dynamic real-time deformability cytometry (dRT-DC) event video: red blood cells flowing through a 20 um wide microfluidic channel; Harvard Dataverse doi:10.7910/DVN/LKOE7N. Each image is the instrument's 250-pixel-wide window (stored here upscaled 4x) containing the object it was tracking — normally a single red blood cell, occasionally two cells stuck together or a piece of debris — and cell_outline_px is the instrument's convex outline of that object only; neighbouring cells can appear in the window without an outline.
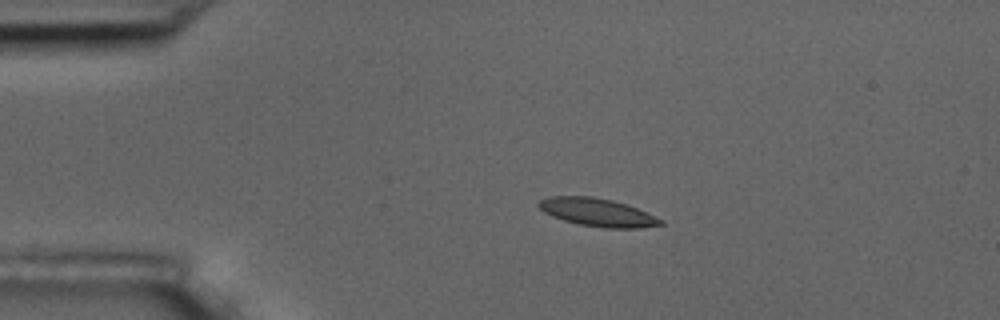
{"species": "common noctule bat (a hibernating species)", "species_latin": "Nyctalus noctula", "temperature_condition": "room temperature", "stored_images_in_passage": 10, "camera_frame_rate_fps": 3000, "um_per_image_px": 0.085, "animal": {"sex": "male", "body_mass_g": 17.5, "forearm_length_mm": 52.3}, "frame": {"image": 1, "passage_image": 4, "time_ms": 3.667, "image_size_px": [1000, 320], "cell_outline_px": [[664, 224], [640, 228], [604, 228], [580, 224], [564, 220], [552, 216], [544, 212], [536, 204], [540, 200], [548, 196], [592, 196], [612, 200], [636, 208], [664, 220]], "centroid_in_image_um": [50.77, 18.05], "position_along_channel_um": 34.2, "area_um2": 19.77}}
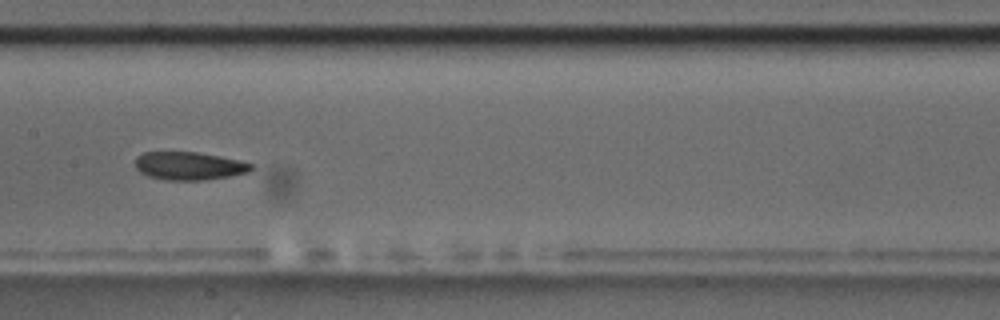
{"frame": {"image": 2, "passage_image": 9, "time_ms": 9.333, "image_size_px": [1000, 320], "cell_outline_px": [[252, 168], [248, 172], [228, 176], [204, 180], [164, 180], [148, 176], [140, 172], [136, 168], [136, 156], [144, 152], [196, 152], [220, 156], [240, 160], [252, 164]], "centroid_in_image_um": [16.05, 14.1], "position_along_channel_um": 191.4, "area_um2": 18.9}}
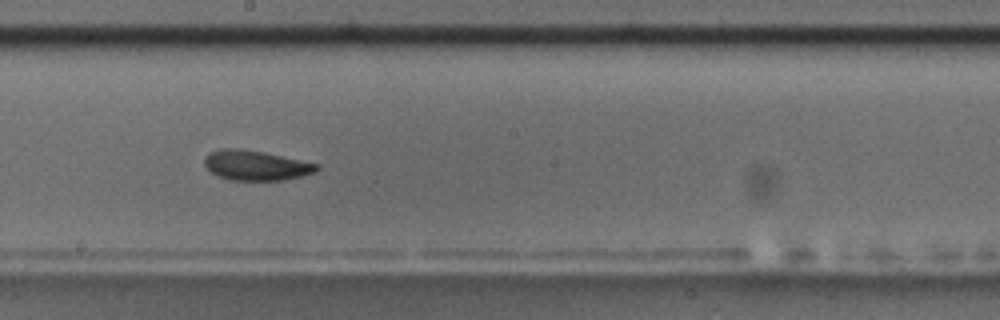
{"frame": {"image": 3, "passage_image": 10, "time_ms": 10.333, "image_size_px": [1000, 320], "cell_outline_px": [[320, 168], [316, 172], [300, 176], [280, 180], [232, 180], [220, 176], [212, 172], [204, 164], [204, 156], [208, 152], [216, 148], [236, 148], [264, 152], [320, 164]], "centroid_in_image_um": [21.74, 14.03], "position_along_channel_um": 226.5, "area_um2": 19.59}}